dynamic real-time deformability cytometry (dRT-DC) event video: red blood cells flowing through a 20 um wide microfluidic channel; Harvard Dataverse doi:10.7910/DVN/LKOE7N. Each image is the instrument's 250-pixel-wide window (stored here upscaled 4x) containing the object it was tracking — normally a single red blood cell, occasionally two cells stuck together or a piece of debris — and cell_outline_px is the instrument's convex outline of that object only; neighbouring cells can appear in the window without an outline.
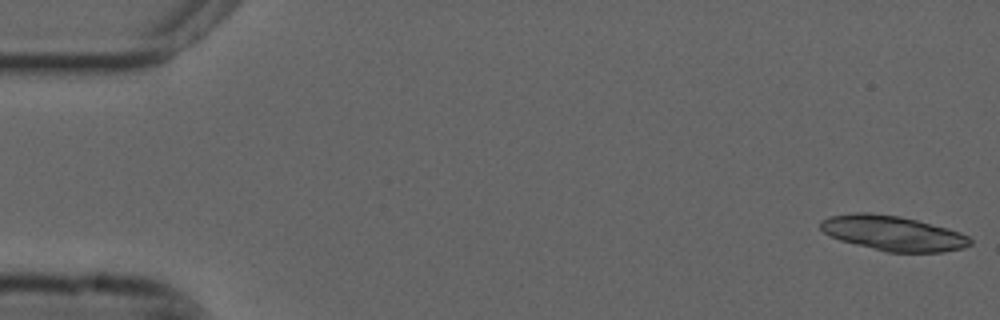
{"species": "common noctule bat (a hibernating species)", "species_latin": "Nyctalus noctula", "temperature_condition": "cold", "stored_images_in_passage": 16, "camera_frame_rate_fps": 3000, "um_per_image_px": 0.085, "animal": {"sex": "male", "forearm_length_mm": 52.5}, "frame": {"image": 1, "passage_image": 1, "time_ms": 0.0, "image_size_px": [1000, 320], "cell_outline_px": [[972, 244], [964, 248], [944, 252], [888, 252], [840, 240], [824, 232], [820, 228], [820, 220], [828, 216], [856, 212], [868, 212], [900, 216], [948, 228], [960, 232], [968, 236], [972, 240]], "centroid_in_image_um": [75.91, 19.81], "position_along_channel_um": 9.1, "area_um2": 30.46}}